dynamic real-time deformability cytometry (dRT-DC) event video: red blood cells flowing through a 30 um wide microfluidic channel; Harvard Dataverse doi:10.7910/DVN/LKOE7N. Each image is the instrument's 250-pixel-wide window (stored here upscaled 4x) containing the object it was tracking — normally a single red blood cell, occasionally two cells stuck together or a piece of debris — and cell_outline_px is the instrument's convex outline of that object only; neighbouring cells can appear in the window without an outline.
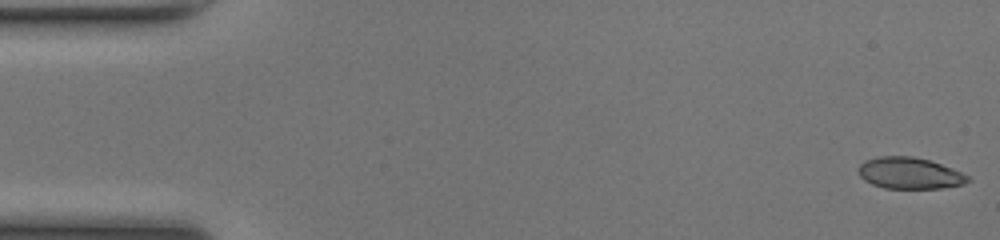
{"species": "common noctule bat (a hibernating species)", "species_latin": "Nyctalus noctula", "temperature_condition": "room temperature", "stored_images_in_passage": 8, "camera_frame_rate_fps": 3000, "um_per_image_px": 0.085, "animal": {"sex": "female", "body_mass_g": 17.0, "forearm_length_mm": 48.0}, "frame": {"image": 1, "passage_image": 1, "time_ms": 0.0, "image_size_px": [1000, 240], "cell_outline_px": [[972, 180], [964, 184], [940, 188], [884, 188], [872, 184], [864, 180], [860, 176], [856, 168], [864, 160], [880, 156], [912, 156], [928, 160], [952, 168], [968, 176]], "centroid_in_image_um": [77.28, 14.72], "position_along_channel_um": 7.7, "area_um2": 20.06}}